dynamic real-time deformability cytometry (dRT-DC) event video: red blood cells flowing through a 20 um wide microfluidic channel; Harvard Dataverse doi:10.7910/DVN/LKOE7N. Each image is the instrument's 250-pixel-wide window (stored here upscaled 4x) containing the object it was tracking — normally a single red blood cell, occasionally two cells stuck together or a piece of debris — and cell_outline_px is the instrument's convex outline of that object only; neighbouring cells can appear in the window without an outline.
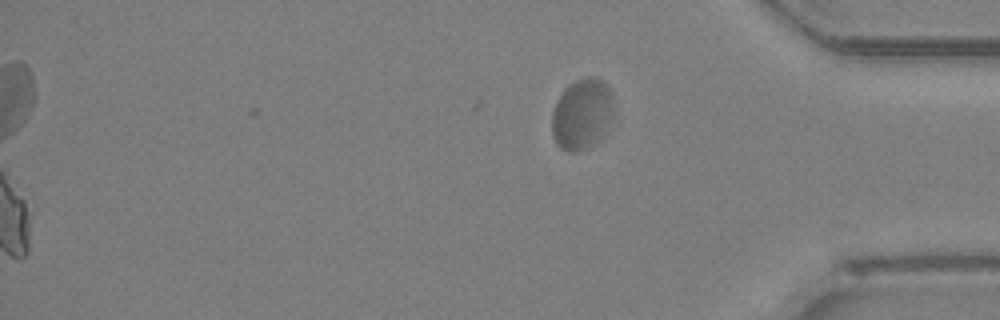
{"species": "Egyptian fruit bat (a non-hibernating species)", "species_latin": "Rousettus aegyptiacus", "temperature_condition": "room temperature", "stored_images_in_passage": 40, "camera_frame_rate_fps": 3000, "um_per_image_px": 0.085, "animal": {"sex": "female"}, "frame": {"image": 1, "passage_image": 40, "time_ms": 13.0, "image_size_px": [1000, 320], "cell_outline_px": [[612, 116], [596, 140], [592, 144], [576, 152], [568, 152], [560, 148], [556, 144], [552, 136], [552, 112], [564, 88], [576, 80], [584, 76], [596, 76], [604, 80], [608, 84], [612, 92]], "centroid_in_image_um": [49.44, 9.64], "position_along_channel_um": 385.8, "area_um2": 25.26}}